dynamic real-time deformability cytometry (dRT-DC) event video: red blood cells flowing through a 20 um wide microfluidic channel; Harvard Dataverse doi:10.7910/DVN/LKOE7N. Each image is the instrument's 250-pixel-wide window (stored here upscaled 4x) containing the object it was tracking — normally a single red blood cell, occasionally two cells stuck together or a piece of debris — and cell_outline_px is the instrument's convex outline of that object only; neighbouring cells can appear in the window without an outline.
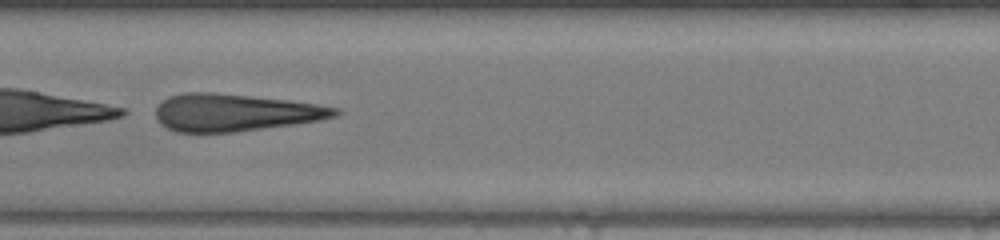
{"species": "human", "species_latin": "Homo sapiens", "temperature_condition": "warm", "stored_images_in_passage": 44, "camera_frame_rate_fps": 3000, "um_per_image_px": 0.085, "donor": {"sex": "female"}, "frame": {"image": 1, "passage_image": 21, "time_ms": 6.667, "image_size_px": [1000, 240], "cell_outline_px": [[344, 112], [336, 116], [320, 120], [296, 124], [232, 132], [176, 132], [160, 124], [156, 116], [156, 108], [168, 96], [184, 92], [212, 92], [288, 100], [316, 104], [340, 108]], "centroid_in_image_um": [20.0, 9.56], "position_along_channel_um": 187.4, "area_um2": 39.02}}
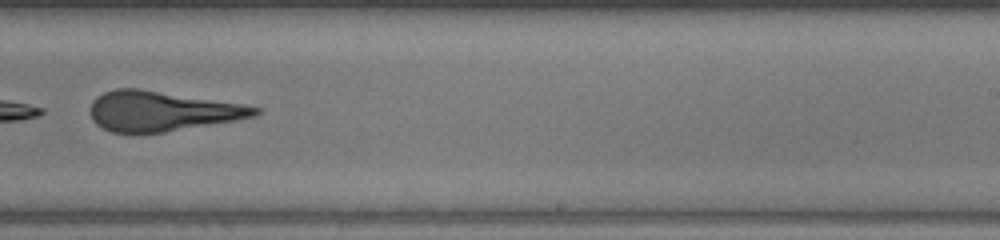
{"frame": {"image": 2, "passage_image": 27, "time_ms": 8.667, "image_size_px": [1000, 240], "cell_outline_px": [[260, 112], [256, 116], [236, 120], [164, 132], [136, 136], [132, 136], [112, 132], [96, 124], [92, 120], [88, 112], [88, 108], [92, 100], [96, 96], [104, 92], [116, 88], [140, 88], [240, 104], [260, 108]], "centroid_in_image_um": [13.63, 9.47], "position_along_channel_um": 275.4, "area_um2": 38.96}}